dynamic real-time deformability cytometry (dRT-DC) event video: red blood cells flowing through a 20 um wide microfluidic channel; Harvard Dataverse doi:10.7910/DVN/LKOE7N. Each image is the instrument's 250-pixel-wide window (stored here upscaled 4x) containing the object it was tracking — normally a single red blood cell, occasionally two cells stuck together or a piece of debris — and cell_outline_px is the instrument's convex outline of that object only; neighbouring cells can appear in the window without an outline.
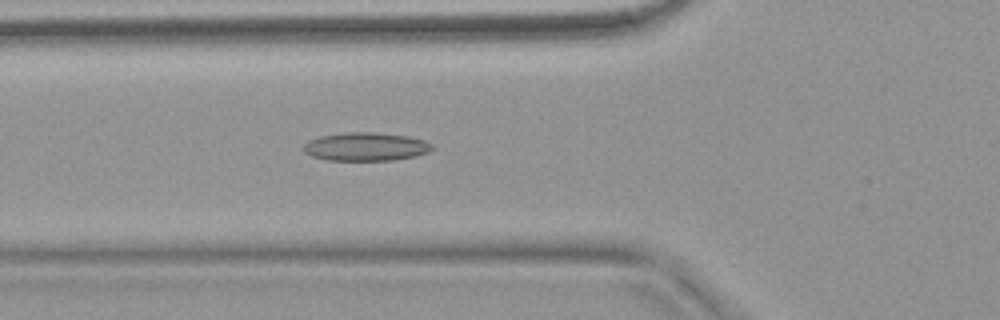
{"species": "common noctule bat (a hibernating species)", "species_latin": "Nyctalus noctula", "temperature_condition": "warm", "stored_images_in_passage": 37, "camera_frame_rate_fps": 3000, "um_per_image_px": 0.085, "animal": {"sex": "female", "body_mass_g": 18.4}, "frame": {"image": 1, "passage_image": 5, "time_ms": 1.333, "image_size_px": [1000, 320], "cell_outline_px": [[436, 148], [428, 152], [412, 156], [392, 160], [328, 160], [312, 156], [304, 152], [304, 144], [308, 140], [320, 136], [344, 132], [372, 132], [408, 136], [424, 140], [432, 144]], "centroid_in_image_um": [31.09, 12.46], "position_along_channel_um": 94.7, "area_um2": 21.21}}
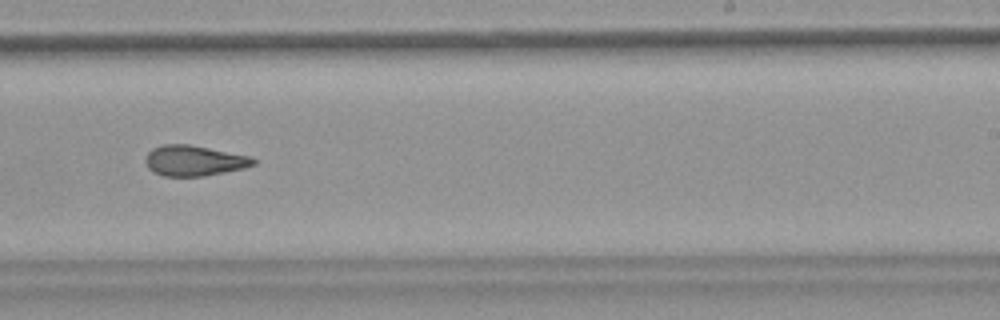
{"frame": {"image": 2, "passage_image": 19, "time_ms": 6.0, "image_size_px": [1000, 320], "cell_outline_px": [[256, 164], [244, 168], [204, 176], [164, 176], [152, 172], [148, 168], [144, 160], [148, 152], [152, 148], [164, 144], [188, 144], [252, 156], [256, 160]], "centroid_in_image_um": [16.49, 13.65], "position_along_channel_um": 272.5, "area_um2": 19.31}}
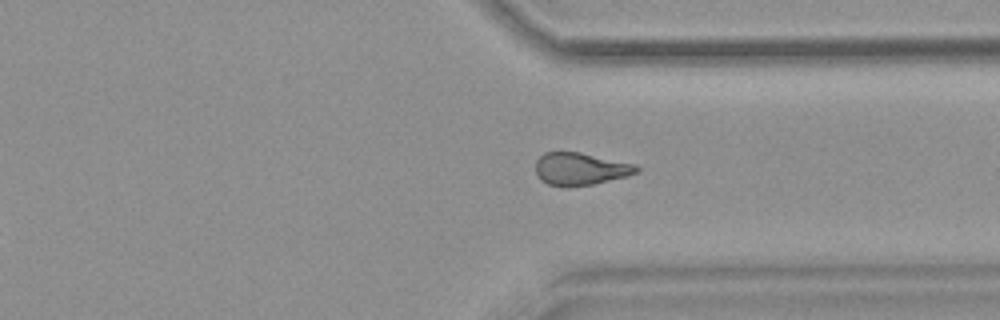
{"frame": {"image": 3, "passage_image": 26, "time_ms": 8.333, "image_size_px": [1000, 320], "cell_outline_px": [[640, 172], [628, 176], [592, 184], [564, 188], [548, 184], [540, 180], [536, 172], [536, 160], [544, 152], [580, 152], [636, 164], [640, 168]], "centroid_in_image_um": [49.34, 14.36], "position_along_channel_um": 362.1, "area_um2": 19.36}}